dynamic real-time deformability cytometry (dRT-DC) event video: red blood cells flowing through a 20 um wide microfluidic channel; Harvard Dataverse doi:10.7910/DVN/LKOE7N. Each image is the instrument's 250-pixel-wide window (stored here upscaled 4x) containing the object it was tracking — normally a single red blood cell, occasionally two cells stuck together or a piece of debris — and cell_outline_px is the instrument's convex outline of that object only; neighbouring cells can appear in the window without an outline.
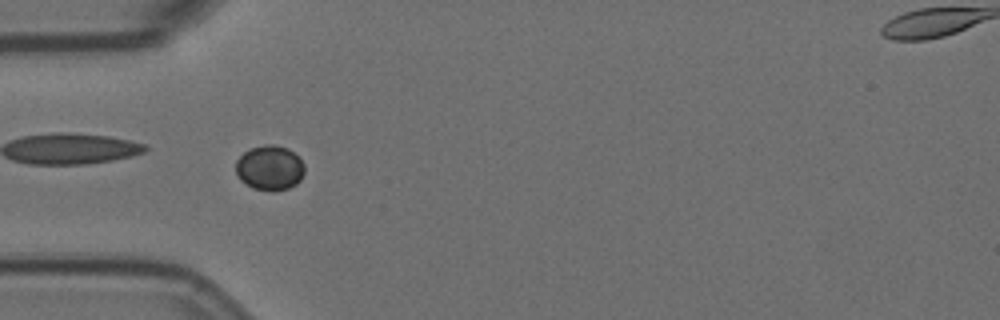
{"species": "Egyptian fruit bat (a non-hibernating species)", "species_latin": "Rousettus aegyptiacus", "temperature_condition": "room temperature", "stored_images_in_passage": 4, "camera_frame_rate_fps": 3000, "um_per_image_px": 0.085, "animal": {"sex": "female"}, "frame": {"image": 1, "passage_image": 3, "time_ms": 0.667, "image_size_px": [1000, 320], "cell_outline_px": [[304, 172], [300, 180], [296, 184], [288, 188], [272, 192], [252, 188], [240, 180], [236, 172], [236, 160], [248, 148], [264, 144], [272, 144], [288, 148], [300, 156], [304, 164]], "centroid_in_image_um": [22.93, 14.25], "position_along_channel_um": 62.1, "area_um2": 18.32}}